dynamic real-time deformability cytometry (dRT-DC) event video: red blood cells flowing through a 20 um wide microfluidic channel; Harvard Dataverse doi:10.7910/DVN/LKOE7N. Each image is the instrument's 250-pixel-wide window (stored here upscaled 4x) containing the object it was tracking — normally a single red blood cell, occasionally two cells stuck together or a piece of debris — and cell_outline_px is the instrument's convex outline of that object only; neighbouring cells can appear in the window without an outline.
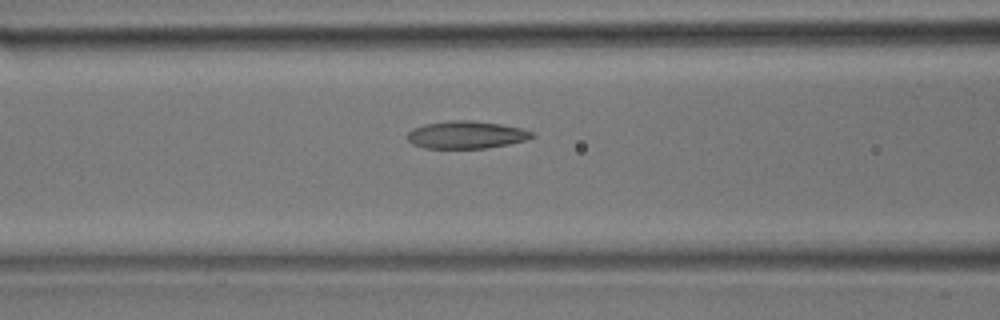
{"species": "common noctule bat (a hibernating species)", "species_latin": "Nyctalus noctula", "temperature_condition": "room temperature", "stored_images_in_passage": 26, "camera_frame_rate_fps": 3000, "um_per_image_px": 0.085, "animal": {"sex": "male", "body_mass_g": 17.9}, "frame": {"image": 1, "passage_image": 10, "time_ms": 3.0, "image_size_px": [1000, 320], "cell_outline_px": [[536, 136], [524, 140], [508, 144], [484, 148], [424, 148], [412, 144], [404, 136], [412, 128], [424, 124], [452, 120], [472, 120], [500, 124], [520, 128], [536, 132]], "centroid_in_image_um": [39.6, 11.45], "position_along_channel_um": 127.0, "area_um2": 20.11}}
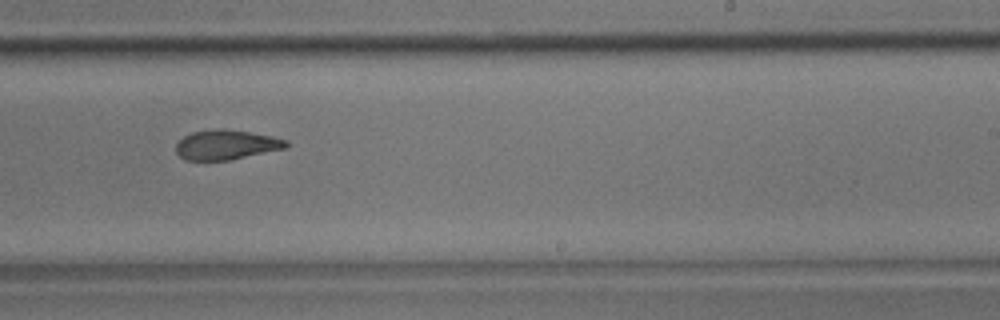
{"frame": {"image": 2, "passage_image": 18, "time_ms": 5.667, "image_size_px": [1000, 320], "cell_outline_px": [[288, 148], [228, 160], [184, 160], [176, 152], [176, 144], [184, 136], [192, 132], [220, 128], [224, 128], [272, 136], [288, 140]], "centroid_in_image_um": [19.25, 12.3], "position_along_channel_um": 269.8, "area_um2": 19.07}}
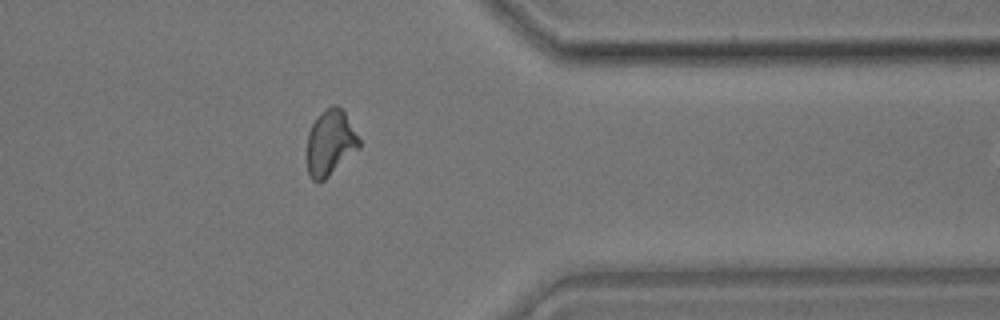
{"frame": {"image": 3, "passage_image": 25, "time_ms": 8.0, "image_size_px": [1000, 320], "cell_outline_px": [[360, 148], [324, 180], [312, 180], [308, 176], [308, 132], [312, 124], [320, 112], [332, 104], [336, 104], [344, 112], [360, 140]], "centroid_in_image_um": [28.07, 12.12], "position_along_channel_um": 383.3, "area_um2": 19.71}}